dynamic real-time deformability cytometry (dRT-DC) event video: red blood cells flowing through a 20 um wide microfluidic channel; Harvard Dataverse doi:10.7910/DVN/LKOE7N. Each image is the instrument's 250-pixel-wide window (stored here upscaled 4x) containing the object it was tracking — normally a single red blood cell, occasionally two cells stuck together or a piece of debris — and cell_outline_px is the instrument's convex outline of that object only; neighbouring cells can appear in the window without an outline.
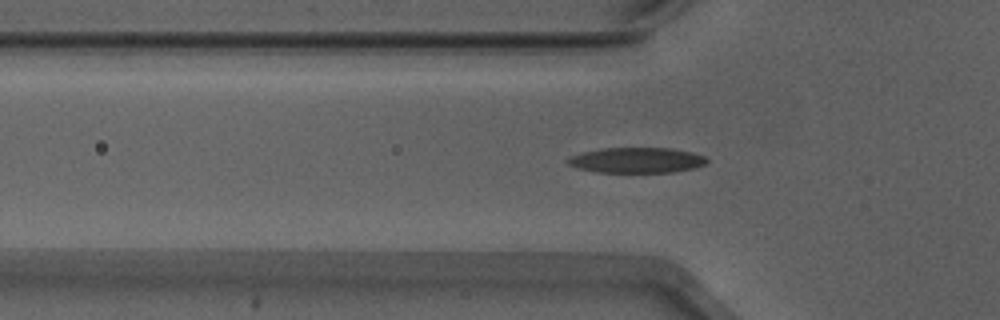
{"species": "Egyptian fruit bat (a non-hibernating species)", "species_latin": "Rousettus aegyptiacus", "temperature_condition": "warm", "stored_images_in_passage": 34, "camera_frame_rate_fps": 3000, "um_per_image_px": 0.085, "animal": {"sex": "male"}, "frame": {"image": 1, "passage_image": 6, "time_ms": 1.667, "image_size_px": [1000, 320], "cell_outline_px": [[708, 160], [704, 164], [696, 168], [676, 172], [596, 172], [580, 168], [568, 164], [564, 160], [572, 156], [584, 152], [604, 148], [668, 148], [692, 152], [704, 156]], "centroid_in_image_um": [54.14, 13.62], "position_along_channel_um": 71.7, "area_um2": 20.46}}
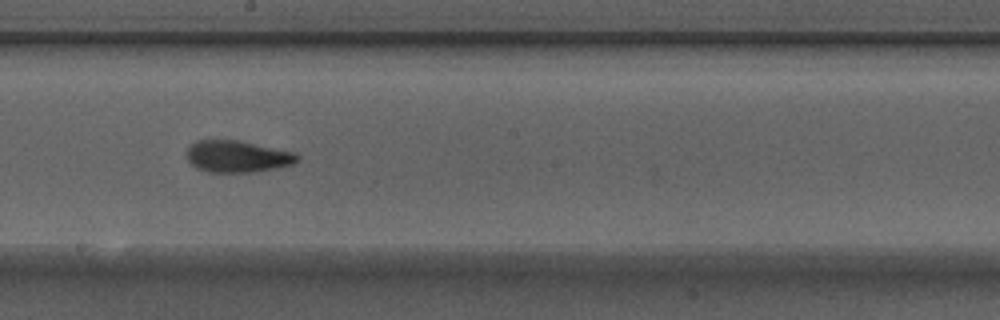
{"frame": {"image": 2, "passage_image": 18, "time_ms": 5.667, "image_size_px": [1000, 320], "cell_outline_px": [[300, 160], [292, 164], [276, 168], [252, 172], [208, 172], [196, 168], [188, 160], [184, 152], [196, 140], [236, 140], [292, 152], [300, 156]], "centroid_in_image_um": [20.13, 13.3], "position_along_channel_um": 228.1, "area_um2": 20.35}}
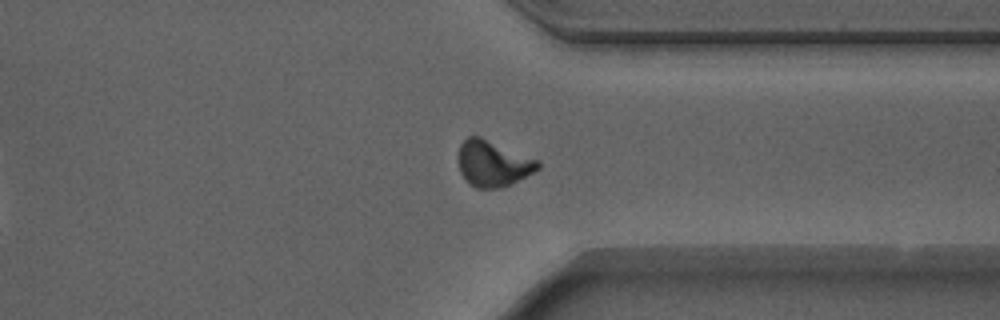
{"frame": {"image": 3, "passage_image": 29, "time_ms": 9.333, "image_size_px": [1000, 320], "cell_outline_px": [[540, 168], [512, 184], [500, 188], [476, 188], [460, 172], [460, 144], [468, 136], [480, 136], [540, 160]], "centroid_in_image_um": [41.95, 13.89], "position_along_channel_um": 369.4, "area_um2": 21.1}, "authors_computed_cell_mechanics": {"area_um2": 20.1722, "velocity_mm_per_s": 3.9019, "shape_relaxation_time_tau1_ms": 5.6858, "shape_relaxation_time_tau2_ms": 2.2164, "deformation_change_tau1": 0.1853, "deformation_change_tau2": 0.0857}}